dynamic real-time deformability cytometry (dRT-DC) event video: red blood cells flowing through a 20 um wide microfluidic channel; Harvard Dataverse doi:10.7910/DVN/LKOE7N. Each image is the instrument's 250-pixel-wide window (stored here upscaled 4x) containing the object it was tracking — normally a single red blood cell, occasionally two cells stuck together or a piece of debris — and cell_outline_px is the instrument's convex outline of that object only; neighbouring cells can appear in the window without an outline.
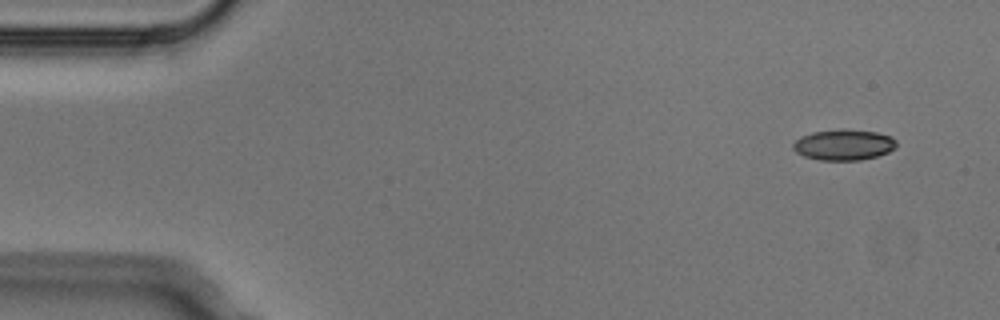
{"species": "Egyptian fruit bat (a non-hibernating species)", "species_latin": "Rousettus aegyptiacus", "temperature_condition": "cold", "stored_images_in_passage": 3, "camera_frame_rate_fps": 3000, "um_per_image_px": 0.085, "animal": {"sex": "male"}, "frame": {"image": 1, "passage_image": 1, "time_ms": 0.0, "image_size_px": [1000, 320], "cell_outline_px": [[896, 148], [888, 152], [876, 156], [860, 160], [820, 160], [804, 156], [796, 152], [792, 148], [792, 144], [800, 136], [812, 132], [840, 128], [848, 128], [876, 132], [892, 136], [896, 140]], "centroid_in_image_um": [71.72, 12.29], "position_along_channel_um": 13.3, "area_um2": 18.84}}